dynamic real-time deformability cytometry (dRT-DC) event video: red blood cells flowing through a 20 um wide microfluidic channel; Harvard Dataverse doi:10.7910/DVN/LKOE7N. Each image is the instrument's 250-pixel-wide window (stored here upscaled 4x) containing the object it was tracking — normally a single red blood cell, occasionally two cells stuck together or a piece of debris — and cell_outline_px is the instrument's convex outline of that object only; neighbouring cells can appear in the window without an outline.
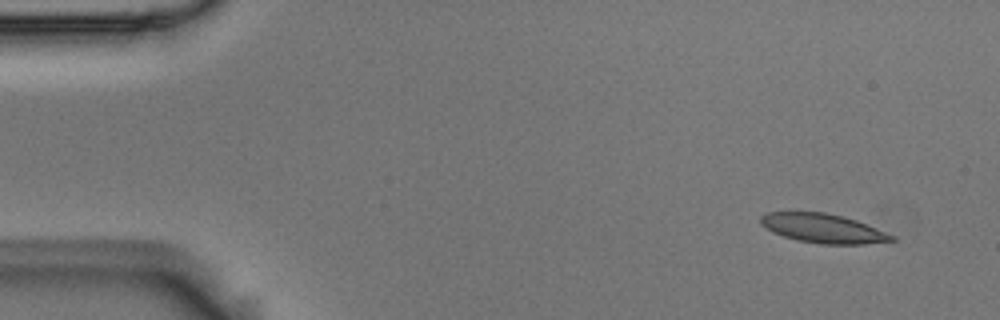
{"species": "Egyptian fruit bat (a non-hibernating species)", "species_latin": "Rousettus aegyptiacus", "temperature_condition": "room temperature", "stored_images_in_passage": 4, "camera_frame_rate_fps": 3000, "um_per_image_px": 0.085, "animal": {"sex": "male"}, "frame": {"image": 1, "passage_image": 1, "time_ms": 0.0, "image_size_px": [1000, 320], "cell_outline_px": [[896, 240], [864, 244], [820, 244], [796, 240], [772, 232], [760, 224], [760, 216], [768, 212], [788, 208], [824, 212], [844, 216], [856, 220], [896, 236]], "centroid_in_image_um": [69.87, 19.36], "position_along_channel_um": 15.1, "area_um2": 23.12}}
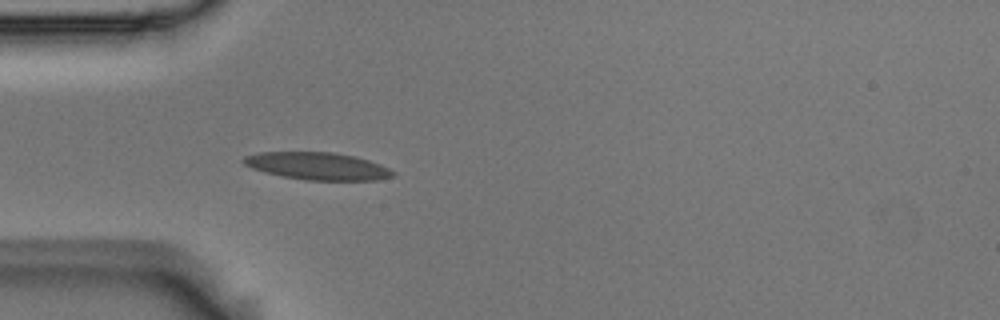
{"frame": {"image": 2, "passage_image": 4, "time_ms": 1.0, "image_size_px": [1000, 320], "cell_outline_px": [[396, 176], [376, 180], [304, 180], [264, 172], [252, 168], [244, 164], [240, 160], [244, 156], [260, 152], [332, 152], [356, 156], [380, 164], [396, 172]], "centroid_in_image_um": [27.0, 14.11], "position_along_channel_um": 58.0, "area_um2": 23.93}}